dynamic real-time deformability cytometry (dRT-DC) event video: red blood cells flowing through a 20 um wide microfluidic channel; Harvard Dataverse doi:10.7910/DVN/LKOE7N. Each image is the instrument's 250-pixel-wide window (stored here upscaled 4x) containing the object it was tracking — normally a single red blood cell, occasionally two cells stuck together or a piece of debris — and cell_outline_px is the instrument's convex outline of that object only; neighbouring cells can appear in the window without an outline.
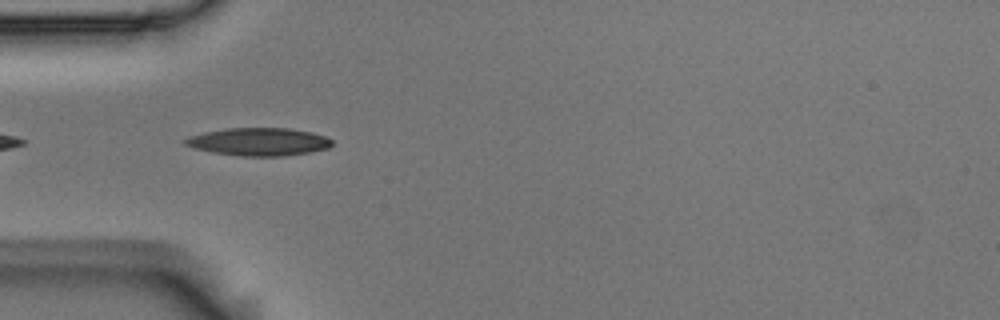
{"species": "Egyptian fruit bat (a non-hibernating species)", "species_latin": "Rousettus aegyptiacus", "temperature_condition": "room temperature", "stored_images_in_passage": 1, "camera_frame_rate_fps": 3000, "um_per_image_px": 0.085, "animal": {"sex": "male"}, "frame": {"image": 1, "passage_image": 1, "time_ms": 0.0, "image_size_px": [1000, 320], "cell_outline_px": [[332, 144], [328, 148], [308, 152], [284, 156], [240, 156], [212, 152], [196, 148], [184, 144], [184, 140], [188, 136], [204, 132], [224, 128], [288, 128], [312, 132], [324, 136], [332, 140]], "centroid_in_image_um": [21.98, 12.04], "position_along_channel_um": 63.0, "area_um2": 23.76}}